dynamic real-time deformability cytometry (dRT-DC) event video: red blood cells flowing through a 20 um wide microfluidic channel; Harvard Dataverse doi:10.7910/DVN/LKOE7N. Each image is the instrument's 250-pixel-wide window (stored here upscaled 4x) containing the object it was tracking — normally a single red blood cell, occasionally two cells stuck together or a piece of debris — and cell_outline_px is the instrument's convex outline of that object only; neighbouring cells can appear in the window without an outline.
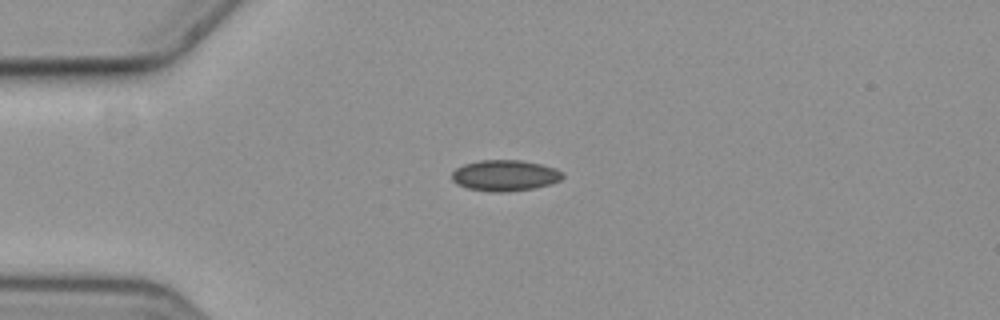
{"species": "common noctule bat (a hibernating species)", "species_latin": "Nyctalus noctula", "temperature_condition": "cold", "stored_images_in_passage": 38, "camera_frame_rate_fps": 3000, "um_per_image_px": 0.085, "animal": {"sex": "female", "body_mass_g": 19.3, "forearm_length_mm": 54.1}, "frame": {"image": 1, "passage_image": 1, "time_ms": 0.0, "image_size_px": [1000, 320], "cell_outline_px": [[564, 176], [560, 180], [548, 184], [532, 188], [504, 192], [492, 192], [468, 188], [452, 180], [452, 172], [456, 168], [464, 164], [480, 160], [520, 160], [540, 164], [556, 168], [564, 172]], "centroid_in_image_um": [42.93, 14.9], "position_along_channel_um": 42.1, "area_um2": 19.83}}
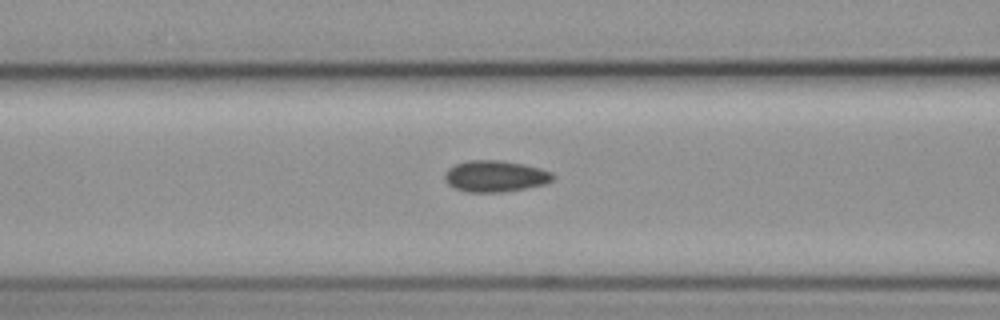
{"frame": {"image": 2, "passage_image": 10, "time_ms": 3.0, "image_size_px": [1000, 320], "cell_outline_px": [[556, 176], [552, 180], [544, 184], [504, 192], [468, 192], [456, 188], [448, 184], [444, 176], [444, 172], [448, 168], [456, 164], [468, 160], [500, 160], [524, 164], [540, 168], [552, 172]], "centroid_in_image_um": [42.1, 14.97], "position_along_channel_um": 124.5, "area_um2": 19.77}}
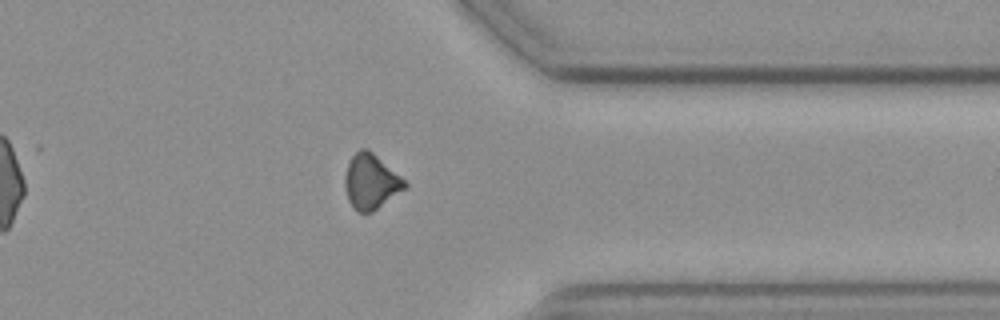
{"frame": {"image": 3, "passage_image": 32, "time_ms": 10.333, "image_size_px": [1000, 320], "cell_outline_px": [[408, 184], [404, 188], [372, 212], [356, 212], [352, 208], [348, 200], [344, 188], [344, 176], [348, 164], [352, 156], [360, 148], [368, 148], [400, 176]], "centroid_in_image_um": [31.47, 15.44], "position_along_channel_um": 379.9, "area_um2": 18.96}, "authors_computed_cell_mechanics": {"area_um2": 18.9584, "velocity_mm_per_s": 3.587, "shape_relaxation_time_tau1_ms": null, "shape_relaxation_time_tau2_ms": 8.6866, "deformation_change_tau1": null, "deformation_change_tau2": 0.135}}